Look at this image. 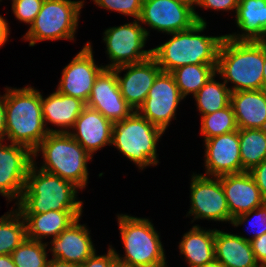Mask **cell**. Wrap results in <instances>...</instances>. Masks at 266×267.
<instances>
[{
    "label": "cell",
    "mask_w": 266,
    "mask_h": 267,
    "mask_svg": "<svg viewBox=\"0 0 266 267\" xmlns=\"http://www.w3.org/2000/svg\"><path fill=\"white\" fill-rule=\"evenodd\" d=\"M5 139L32 152L49 134L41 106V92L32 86L5 88Z\"/></svg>",
    "instance_id": "1"
},
{
    "label": "cell",
    "mask_w": 266,
    "mask_h": 267,
    "mask_svg": "<svg viewBox=\"0 0 266 267\" xmlns=\"http://www.w3.org/2000/svg\"><path fill=\"white\" fill-rule=\"evenodd\" d=\"M33 160L20 200L14 204L21 214H41L50 210H83L77 198L81 189L58 175L37 167Z\"/></svg>",
    "instance_id": "2"
},
{
    "label": "cell",
    "mask_w": 266,
    "mask_h": 267,
    "mask_svg": "<svg viewBox=\"0 0 266 267\" xmlns=\"http://www.w3.org/2000/svg\"><path fill=\"white\" fill-rule=\"evenodd\" d=\"M264 41H235L224 37L218 52L216 73L231 93L261 90Z\"/></svg>",
    "instance_id": "3"
},
{
    "label": "cell",
    "mask_w": 266,
    "mask_h": 267,
    "mask_svg": "<svg viewBox=\"0 0 266 267\" xmlns=\"http://www.w3.org/2000/svg\"><path fill=\"white\" fill-rule=\"evenodd\" d=\"M206 27L207 23L197 22L189 29L168 34L172 36L168 41L151 48L162 72L171 73L187 64H217L225 35L205 36L202 32Z\"/></svg>",
    "instance_id": "4"
},
{
    "label": "cell",
    "mask_w": 266,
    "mask_h": 267,
    "mask_svg": "<svg viewBox=\"0 0 266 267\" xmlns=\"http://www.w3.org/2000/svg\"><path fill=\"white\" fill-rule=\"evenodd\" d=\"M123 257L113 248L118 264L126 267H167L161 236L149 218L117 214Z\"/></svg>",
    "instance_id": "5"
},
{
    "label": "cell",
    "mask_w": 266,
    "mask_h": 267,
    "mask_svg": "<svg viewBox=\"0 0 266 267\" xmlns=\"http://www.w3.org/2000/svg\"><path fill=\"white\" fill-rule=\"evenodd\" d=\"M41 153L43 163L39 169L72 182L81 190L89 179L88 161L91 156L69 133L51 132L33 151V160Z\"/></svg>",
    "instance_id": "6"
},
{
    "label": "cell",
    "mask_w": 266,
    "mask_h": 267,
    "mask_svg": "<svg viewBox=\"0 0 266 267\" xmlns=\"http://www.w3.org/2000/svg\"><path fill=\"white\" fill-rule=\"evenodd\" d=\"M164 132L134 111L122 121L113 123L112 146L139 170L159 163L157 145Z\"/></svg>",
    "instance_id": "7"
},
{
    "label": "cell",
    "mask_w": 266,
    "mask_h": 267,
    "mask_svg": "<svg viewBox=\"0 0 266 267\" xmlns=\"http://www.w3.org/2000/svg\"><path fill=\"white\" fill-rule=\"evenodd\" d=\"M84 0H44L41 10L23 35L29 46L46 40L75 41Z\"/></svg>",
    "instance_id": "8"
},
{
    "label": "cell",
    "mask_w": 266,
    "mask_h": 267,
    "mask_svg": "<svg viewBox=\"0 0 266 267\" xmlns=\"http://www.w3.org/2000/svg\"><path fill=\"white\" fill-rule=\"evenodd\" d=\"M103 41L106 45V54L109 64L103 65L105 69L139 63L152 55V49L144 50L150 32L138 19L131 23L109 27L104 30Z\"/></svg>",
    "instance_id": "9"
},
{
    "label": "cell",
    "mask_w": 266,
    "mask_h": 267,
    "mask_svg": "<svg viewBox=\"0 0 266 267\" xmlns=\"http://www.w3.org/2000/svg\"><path fill=\"white\" fill-rule=\"evenodd\" d=\"M195 3L178 0H143L139 22L163 34L191 28L197 22L207 23L196 12Z\"/></svg>",
    "instance_id": "10"
},
{
    "label": "cell",
    "mask_w": 266,
    "mask_h": 267,
    "mask_svg": "<svg viewBox=\"0 0 266 267\" xmlns=\"http://www.w3.org/2000/svg\"><path fill=\"white\" fill-rule=\"evenodd\" d=\"M190 209L186 215L198 219L228 222L232 217L227 205L220 177H209L193 172L190 181Z\"/></svg>",
    "instance_id": "11"
},
{
    "label": "cell",
    "mask_w": 266,
    "mask_h": 267,
    "mask_svg": "<svg viewBox=\"0 0 266 267\" xmlns=\"http://www.w3.org/2000/svg\"><path fill=\"white\" fill-rule=\"evenodd\" d=\"M182 100L184 97L173 75L169 72H161L137 112L165 133L171 121L176 120V111Z\"/></svg>",
    "instance_id": "12"
},
{
    "label": "cell",
    "mask_w": 266,
    "mask_h": 267,
    "mask_svg": "<svg viewBox=\"0 0 266 267\" xmlns=\"http://www.w3.org/2000/svg\"><path fill=\"white\" fill-rule=\"evenodd\" d=\"M92 42H87L62 70L56 91L79 98L85 103L89 99L97 76L105 69L97 65L93 55Z\"/></svg>",
    "instance_id": "13"
},
{
    "label": "cell",
    "mask_w": 266,
    "mask_h": 267,
    "mask_svg": "<svg viewBox=\"0 0 266 267\" xmlns=\"http://www.w3.org/2000/svg\"><path fill=\"white\" fill-rule=\"evenodd\" d=\"M0 141V194L8 202L20 200L29 169L33 164V152L19 144ZM7 144V145H6Z\"/></svg>",
    "instance_id": "14"
},
{
    "label": "cell",
    "mask_w": 266,
    "mask_h": 267,
    "mask_svg": "<svg viewBox=\"0 0 266 267\" xmlns=\"http://www.w3.org/2000/svg\"><path fill=\"white\" fill-rule=\"evenodd\" d=\"M113 70L121 94L133 111H138L143 105L156 77L162 72L152 55L142 62L122 65ZM123 71L126 73L122 77Z\"/></svg>",
    "instance_id": "15"
},
{
    "label": "cell",
    "mask_w": 266,
    "mask_h": 267,
    "mask_svg": "<svg viewBox=\"0 0 266 267\" xmlns=\"http://www.w3.org/2000/svg\"><path fill=\"white\" fill-rule=\"evenodd\" d=\"M205 173L209 177L245 172L242 168L239 129L204 141Z\"/></svg>",
    "instance_id": "16"
},
{
    "label": "cell",
    "mask_w": 266,
    "mask_h": 267,
    "mask_svg": "<svg viewBox=\"0 0 266 267\" xmlns=\"http://www.w3.org/2000/svg\"><path fill=\"white\" fill-rule=\"evenodd\" d=\"M86 106L99 111L112 123L122 121L134 112L121 94L113 69H104L97 76Z\"/></svg>",
    "instance_id": "17"
},
{
    "label": "cell",
    "mask_w": 266,
    "mask_h": 267,
    "mask_svg": "<svg viewBox=\"0 0 266 267\" xmlns=\"http://www.w3.org/2000/svg\"><path fill=\"white\" fill-rule=\"evenodd\" d=\"M81 217L63 230L56 238H51L47 245L52 259L81 265L96 252L86 224L80 223Z\"/></svg>",
    "instance_id": "18"
},
{
    "label": "cell",
    "mask_w": 266,
    "mask_h": 267,
    "mask_svg": "<svg viewBox=\"0 0 266 267\" xmlns=\"http://www.w3.org/2000/svg\"><path fill=\"white\" fill-rule=\"evenodd\" d=\"M227 205L232 218L262 206L266 199L250 172H241L220 176Z\"/></svg>",
    "instance_id": "19"
},
{
    "label": "cell",
    "mask_w": 266,
    "mask_h": 267,
    "mask_svg": "<svg viewBox=\"0 0 266 267\" xmlns=\"http://www.w3.org/2000/svg\"><path fill=\"white\" fill-rule=\"evenodd\" d=\"M113 123L99 111L85 107L68 133L91 156L105 146L112 144Z\"/></svg>",
    "instance_id": "20"
},
{
    "label": "cell",
    "mask_w": 266,
    "mask_h": 267,
    "mask_svg": "<svg viewBox=\"0 0 266 267\" xmlns=\"http://www.w3.org/2000/svg\"><path fill=\"white\" fill-rule=\"evenodd\" d=\"M42 115L45 127L49 133H68L76 119L86 107V103L79 98L63 95L57 91L47 97L41 94ZM48 123L60 129L47 127ZM70 129V130H69Z\"/></svg>",
    "instance_id": "21"
},
{
    "label": "cell",
    "mask_w": 266,
    "mask_h": 267,
    "mask_svg": "<svg viewBox=\"0 0 266 267\" xmlns=\"http://www.w3.org/2000/svg\"><path fill=\"white\" fill-rule=\"evenodd\" d=\"M235 22L239 33L225 34L235 41H266V0H239Z\"/></svg>",
    "instance_id": "22"
},
{
    "label": "cell",
    "mask_w": 266,
    "mask_h": 267,
    "mask_svg": "<svg viewBox=\"0 0 266 267\" xmlns=\"http://www.w3.org/2000/svg\"><path fill=\"white\" fill-rule=\"evenodd\" d=\"M238 129H266V91L247 90L231 93Z\"/></svg>",
    "instance_id": "23"
},
{
    "label": "cell",
    "mask_w": 266,
    "mask_h": 267,
    "mask_svg": "<svg viewBox=\"0 0 266 267\" xmlns=\"http://www.w3.org/2000/svg\"><path fill=\"white\" fill-rule=\"evenodd\" d=\"M83 210H50L41 214H22L26 224V236L41 241L56 238L74 221L82 216Z\"/></svg>",
    "instance_id": "24"
},
{
    "label": "cell",
    "mask_w": 266,
    "mask_h": 267,
    "mask_svg": "<svg viewBox=\"0 0 266 267\" xmlns=\"http://www.w3.org/2000/svg\"><path fill=\"white\" fill-rule=\"evenodd\" d=\"M214 253L224 267H260L251 242L231 232L215 229Z\"/></svg>",
    "instance_id": "25"
},
{
    "label": "cell",
    "mask_w": 266,
    "mask_h": 267,
    "mask_svg": "<svg viewBox=\"0 0 266 267\" xmlns=\"http://www.w3.org/2000/svg\"><path fill=\"white\" fill-rule=\"evenodd\" d=\"M214 240L215 228L206 230L196 224L183 234L178 249L189 267H197L215 259Z\"/></svg>",
    "instance_id": "26"
},
{
    "label": "cell",
    "mask_w": 266,
    "mask_h": 267,
    "mask_svg": "<svg viewBox=\"0 0 266 267\" xmlns=\"http://www.w3.org/2000/svg\"><path fill=\"white\" fill-rule=\"evenodd\" d=\"M214 74L193 96L199 113L207 115L227 107L231 103V91L224 82L215 80Z\"/></svg>",
    "instance_id": "27"
},
{
    "label": "cell",
    "mask_w": 266,
    "mask_h": 267,
    "mask_svg": "<svg viewBox=\"0 0 266 267\" xmlns=\"http://www.w3.org/2000/svg\"><path fill=\"white\" fill-rule=\"evenodd\" d=\"M242 168L249 172L266 159V129H239Z\"/></svg>",
    "instance_id": "28"
},
{
    "label": "cell",
    "mask_w": 266,
    "mask_h": 267,
    "mask_svg": "<svg viewBox=\"0 0 266 267\" xmlns=\"http://www.w3.org/2000/svg\"><path fill=\"white\" fill-rule=\"evenodd\" d=\"M217 64H187L171 72L181 95L193 96L216 74Z\"/></svg>",
    "instance_id": "29"
},
{
    "label": "cell",
    "mask_w": 266,
    "mask_h": 267,
    "mask_svg": "<svg viewBox=\"0 0 266 267\" xmlns=\"http://www.w3.org/2000/svg\"><path fill=\"white\" fill-rule=\"evenodd\" d=\"M14 208L0 217V255H11L27 237L25 220Z\"/></svg>",
    "instance_id": "30"
},
{
    "label": "cell",
    "mask_w": 266,
    "mask_h": 267,
    "mask_svg": "<svg viewBox=\"0 0 266 267\" xmlns=\"http://www.w3.org/2000/svg\"><path fill=\"white\" fill-rule=\"evenodd\" d=\"M200 134L204 141L212 137L238 130L231 103L216 112L202 115Z\"/></svg>",
    "instance_id": "31"
},
{
    "label": "cell",
    "mask_w": 266,
    "mask_h": 267,
    "mask_svg": "<svg viewBox=\"0 0 266 267\" xmlns=\"http://www.w3.org/2000/svg\"><path fill=\"white\" fill-rule=\"evenodd\" d=\"M46 242L29 238L25 240L11 253L16 267H47L49 262L46 251Z\"/></svg>",
    "instance_id": "32"
},
{
    "label": "cell",
    "mask_w": 266,
    "mask_h": 267,
    "mask_svg": "<svg viewBox=\"0 0 266 267\" xmlns=\"http://www.w3.org/2000/svg\"><path fill=\"white\" fill-rule=\"evenodd\" d=\"M245 222L249 224L248 227H251L252 230L254 229L252 232L253 235L248 238L246 236L239 235L240 237H244L245 240L251 241L266 233V202L262 206L257 207L254 210L240 214L239 216L233 218L231 224L234 227H238L246 224Z\"/></svg>",
    "instance_id": "33"
},
{
    "label": "cell",
    "mask_w": 266,
    "mask_h": 267,
    "mask_svg": "<svg viewBox=\"0 0 266 267\" xmlns=\"http://www.w3.org/2000/svg\"><path fill=\"white\" fill-rule=\"evenodd\" d=\"M97 7L139 19L143 0H93Z\"/></svg>",
    "instance_id": "34"
},
{
    "label": "cell",
    "mask_w": 266,
    "mask_h": 267,
    "mask_svg": "<svg viewBox=\"0 0 266 267\" xmlns=\"http://www.w3.org/2000/svg\"><path fill=\"white\" fill-rule=\"evenodd\" d=\"M44 0H12V13L15 17L30 26L39 11Z\"/></svg>",
    "instance_id": "35"
},
{
    "label": "cell",
    "mask_w": 266,
    "mask_h": 267,
    "mask_svg": "<svg viewBox=\"0 0 266 267\" xmlns=\"http://www.w3.org/2000/svg\"><path fill=\"white\" fill-rule=\"evenodd\" d=\"M96 254L97 252L90 256L84 263L79 265V267H115V265L117 264L112 245H109L107 254Z\"/></svg>",
    "instance_id": "36"
},
{
    "label": "cell",
    "mask_w": 266,
    "mask_h": 267,
    "mask_svg": "<svg viewBox=\"0 0 266 267\" xmlns=\"http://www.w3.org/2000/svg\"><path fill=\"white\" fill-rule=\"evenodd\" d=\"M238 3L239 0H195L194 6L215 11L236 12Z\"/></svg>",
    "instance_id": "37"
},
{
    "label": "cell",
    "mask_w": 266,
    "mask_h": 267,
    "mask_svg": "<svg viewBox=\"0 0 266 267\" xmlns=\"http://www.w3.org/2000/svg\"><path fill=\"white\" fill-rule=\"evenodd\" d=\"M250 242L256 262L260 267H266V233Z\"/></svg>",
    "instance_id": "38"
},
{
    "label": "cell",
    "mask_w": 266,
    "mask_h": 267,
    "mask_svg": "<svg viewBox=\"0 0 266 267\" xmlns=\"http://www.w3.org/2000/svg\"><path fill=\"white\" fill-rule=\"evenodd\" d=\"M249 172L254 178L261 195L266 199V159Z\"/></svg>",
    "instance_id": "39"
},
{
    "label": "cell",
    "mask_w": 266,
    "mask_h": 267,
    "mask_svg": "<svg viewBox=\"0 0 266 267\" xmlns=\"http://www.w3.org/2000/svg\"><path fill=\"white\" fill-rule=\"evenodd\" d=\"M9 27L8 21L4 18V16L0 15V48L8 42L10 35Z\"/></svg>",
    "instance_id": "40"
},
{
    "label": "cell",
    "mask_w": 266,
    "mask_h": 267,
    "mask_svg": "<svg viewBox=\"0 0 266 267\" xmlns=\"http://www.w3.org/2000/svg\"><path fill=\"white\" fill-rule=\"evenodd\" d=\"M5 93L0 95V141H5Z\"/></svg>",
    "instance_id": "41"
},
{
    "label": "cell",
    "mask_w": 266,
    "mask_h": 267,
    "mask_svg": "<svg viewBox=\"0 0 266 267\" xmlns=\"http://www.w3.org/2000/svg\"><path fill=\"white\" fill-rule=\"evenodd\" d=\"M47 267H79V265L51 258L49 259Z\"/></svg>",
    "instance_id": "42"
},
{
    "label": "cell",
    "mask_w": 266,
    "mask_h": 267,
    "mask_svg": "<svg viewBox=\"0 0 266 267\" xmlns=\"http://www.w3.org/2000/svg\"><path fill=\"white\" fill-rule=\"evenodd\" d=\"M0 267H16L11 255H0Z\"/></svg>",
    "instance_id": "43"
},
{
    "label": "cell",
    "mask_w": 266,
    "mask_h": 267,
    "mask_svg": "<svg viewBox=\"0 0 266 267\" xmlns=\"http://www.w3.org/2000/svg\"><path fill=\"white\" fill-rule=\"evenodd\" d=\"M264 67H263V80L262 89L266 91V41H264Z\"/></svg>",
    "instance_id": "44"
},
{
    "label": "cell",
    "mask_w": 266,
    "mask_h": 267,
    "mask_svg": "<svg viewBox=\"0 0 266 267\" xmlns=\"http://www.w3.org/2000/svg\"><path fill=\"white\" fill-rule=\"evenodd\" d=\"M197 267H224L217 259H213L211 262L205 263Z\"/></svg>",
    "instance_id": "45"
},
{
    "label": "cell",
    "mask_w": 266,
    "mask_h": 267,
    "mask_svg": "<svg viewBox=\"0 0 266 267\" xmlns=\"http://www.w3.org/2000/svg\"><path fill=\"white\" fill-rule=\"evenodd\" d=\"M178 1H183V2H188V3H195V0H178Z\"/></svg>",
    "instance_id": "46"
},
{
    "label": "cell",
    "mask_w": 266,
    "mask_h": 267,
    "mask_svg": "<svg viewBox=\"0 0 266 267\" xmlns=\"http://www.w3.org/2000/svg\"><path fill=\"white\" fill-rule=\"evenodd\" d=\"M115 267H126V266L117 263V264L115 265Z\"/></svg>",
    "instance_id": "47"
}]
</instances>
